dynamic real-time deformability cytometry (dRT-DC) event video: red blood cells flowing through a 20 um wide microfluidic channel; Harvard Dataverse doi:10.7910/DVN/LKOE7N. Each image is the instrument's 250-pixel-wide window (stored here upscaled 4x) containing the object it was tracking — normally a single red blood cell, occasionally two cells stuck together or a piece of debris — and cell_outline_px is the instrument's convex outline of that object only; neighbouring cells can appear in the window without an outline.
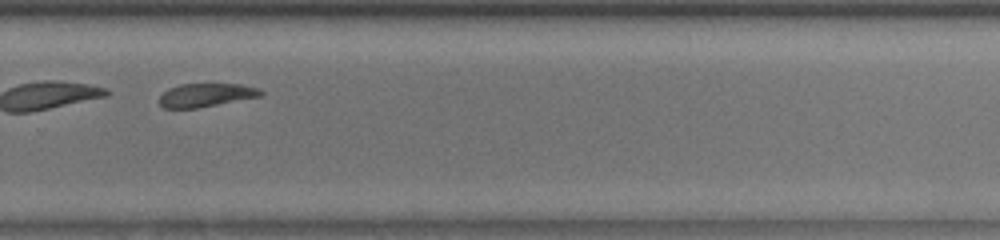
{"species": "common noctule bat (a hibernating species)", "species_latin": "Nyctalus noctula", "temperature_condition": "room temperature", "stored_images_in_passage": 44, "camera_frame_rate_fps": 3000, "um_per_image_px": 0.085, "animal": {"sex": "male", "body_mass_g": 13.0, "forearm_length_mm": 53.1}, "frame": {"image": 1, "passage_image": 32, "time_ms": 10.333, "image_size_px": [1000, 240], "cell_outline_px": [[264, 96], [196, 108], [164, 108], [160, 104], [160, 96], [168, 88], [180, 84], [240, 84], [256, 88], [264, 92]], "centroid_in_image_um": [17.53, 8.08], "position_along_channel_um": 312.3, "area_um2": 13.81}}
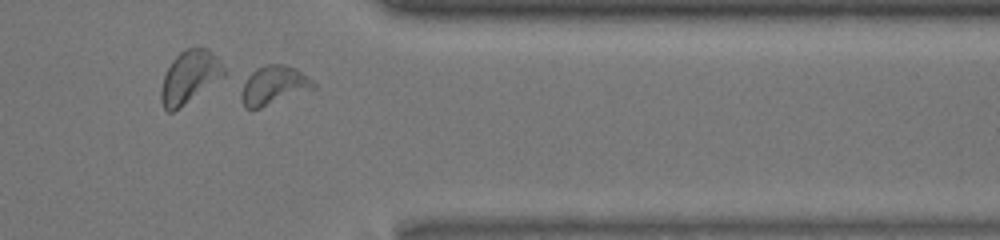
{"frame": {"image": 2, "passage_image": 38, "time_ms": 12.333, "image_size_px": [1000, 240], "cell_outline_px": [[316, 88], [260, 108], [244, 108], [240, 96], [240, 92], [248, 76], [256, 68], [268, 64], [284, 64], [296, 68], [308, 76], [316, 84]], "centroid_in_image_um": [23.28, 7.25], "position_along_channel_um": 388.1, "area_um2": 16.36}}